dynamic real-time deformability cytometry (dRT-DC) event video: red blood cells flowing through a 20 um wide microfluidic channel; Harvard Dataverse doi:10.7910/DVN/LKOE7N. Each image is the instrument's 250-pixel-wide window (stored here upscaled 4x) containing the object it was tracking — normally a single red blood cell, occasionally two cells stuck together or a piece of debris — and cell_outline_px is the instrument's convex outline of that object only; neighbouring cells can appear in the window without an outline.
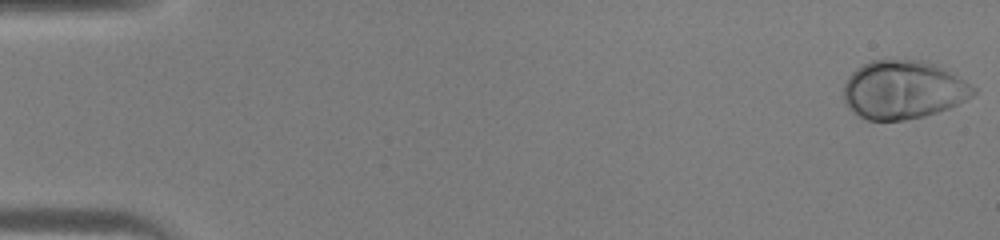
{"species": "human", "species_latin": "Homo sapiens", "temperature_condition": "warm", "stored_images_in_passage": 45, "camera_frame_rate_fps": 3000, "um_per_image_px": 0.085, "donor": {"sex": "male"}, "frame": {"image": 1, "passage_image": 1, "time_ms": 0.0, "image_size_px": [1000, 240], "cell_outline_px": [[976, 92], [972, 96], [948, 108], [924, 116], [904, 120], [868, 120], [852, 112], [844, 104], [844, 84], [848, 76], [856, 68], [872, 60], [928, 60], [944, 68], [964, 80], [976, 88]], "centroid_in_image_um": [76.75, 7.62], "position_along_channel_um": 8.3, "area_um2": 44.22}}
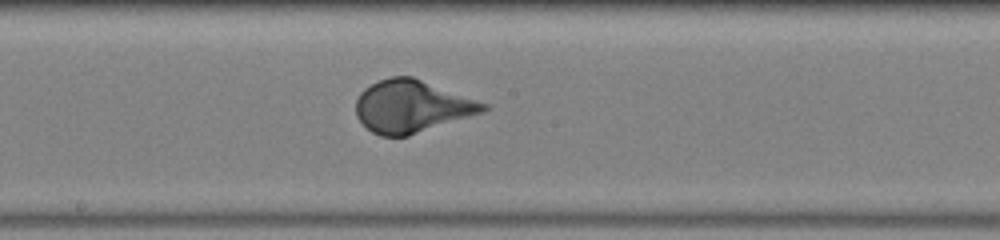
{"frame": {"image": 2, "passage_image": 25, "time_ms": 8.0, "image_size_px": [1000, 240], "cell_outline_px": [[488, 108], [484, 112], [408, 136], [380, 136], [372, 132], [356, 116], [356, 100], [360, 92], [364, 88], [380, 80], [392, 76], [412, 76], [488, 104]], "centroid_in_image_um": [34.99, 9.04], "position_along_channel_um": 213.2, "area_um2": 38.61}}
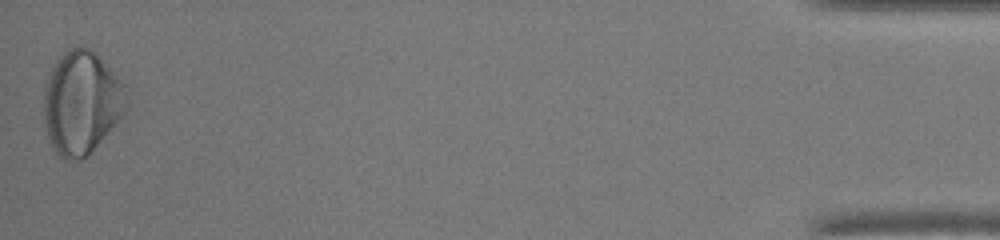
{"frame": {"image": 3, "passage_image": 45, "time_ms": 14.667, "image_size_px": [1000, 240], "cell_outline_px": [[132, 104], [88, 156], [80, 160], [76, 160], [60, 156], [52, 148], [44, 128], [44, 84], [52, 64], [68, 48], [88, 48], [96, 52], [128, 84]], "centroid_in_image_um": [6.99, 8.69], "position_along_channel_um": 428.2, "area_um2": 51.1}}